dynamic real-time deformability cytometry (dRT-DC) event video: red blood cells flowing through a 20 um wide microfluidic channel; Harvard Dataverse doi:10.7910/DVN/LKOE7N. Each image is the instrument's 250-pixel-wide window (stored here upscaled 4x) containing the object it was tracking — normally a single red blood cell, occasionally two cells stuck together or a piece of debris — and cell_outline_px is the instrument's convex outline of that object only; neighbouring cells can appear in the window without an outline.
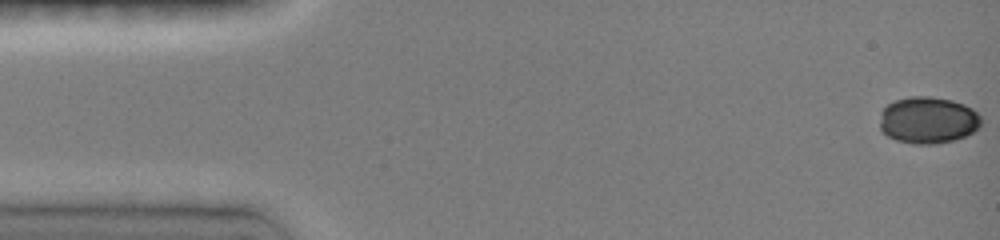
{"species": "common noctule bat (a hibernating species)", "species_latin": "Nyctalus noctula", "temperature_condition": "room temperature", "stored_images_in_passage": 49, "camera_frame_rate_fps": 3000, "um_per_image_px": 0.085, "animal": {"sex": "female", "body_mass_g": 19.0, "forearm_length_mm": 51.5}, "frame": {"image": 1, "passage_image": 1, "time_ms": 0.0, "image_size_px": [1000, 240], "cell_outline_px": [[980, 124], [972, 132], [964, 136], [952, 140], [936, 144], [916, 144], [896, 140], [888, 136], [880, 128], [880, 112], [888, 104], [896, 100], [908, 96], [928, 96], [952, 100], [964, 104], [972, 108], [980, 116]], "centroid_in_image_um": [78.85, 10.2], "position_along_channel_um": 6.1, "area_um2": 27.51}}
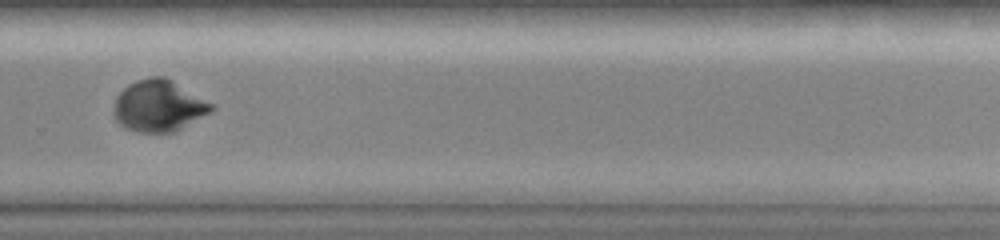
{"frame": {"image": 2, "passage_image": 34, "time_ms": 10.667, "image_size_px": [1000, 240], "cell_outline_px": [[216, 108], [176, 132], [136, 132], [124, 128], [116, 120], [112, 112], [116, 96], [128, 84], [136, 80], [152, 76], [164, 76], [216, 104]], "centroid_in_image_um": [13.49, 9.0], "position_along_channel_um": 316.3, "area_um2": 29.65}}
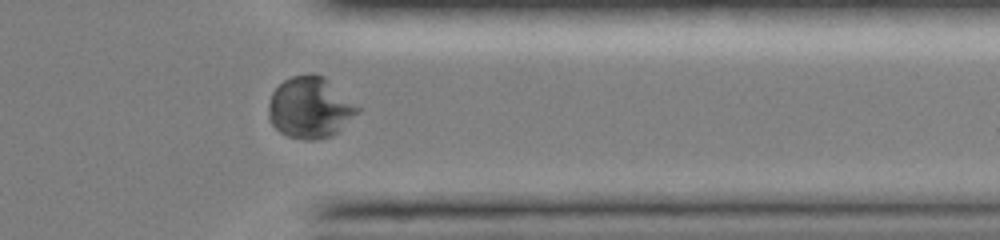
{"frame": {"image": 3, "passage_image": 39, "time_ms": 12.333, "image_size_px": [1000, 240], "cell_outline_px": [[360, 112], [332, 136], [316, 140], [304, 140], [288, 136], [280, 132], [272, 124], [268, 116], [268, 104], [272, 92], [284, 80], [292, 76], [308, 72], [316, 72], [324, 76], [360, 108]], "centroid_in_image_um": [26.34, 9.13], "position_along_channel_um": 385.1, "area_um2": 32.02}, "authors_computed_cell_mechanics": {"area_um2": 29.5936, "velocity_mm_per_s": 4.0971, "shape_relaxation_time_tau1_ms": 6.0307, "shape_relaxation_time_tau2_ms": null, "deformation_change_tau1": 0.2446, "deformation_change_tau2": null}}